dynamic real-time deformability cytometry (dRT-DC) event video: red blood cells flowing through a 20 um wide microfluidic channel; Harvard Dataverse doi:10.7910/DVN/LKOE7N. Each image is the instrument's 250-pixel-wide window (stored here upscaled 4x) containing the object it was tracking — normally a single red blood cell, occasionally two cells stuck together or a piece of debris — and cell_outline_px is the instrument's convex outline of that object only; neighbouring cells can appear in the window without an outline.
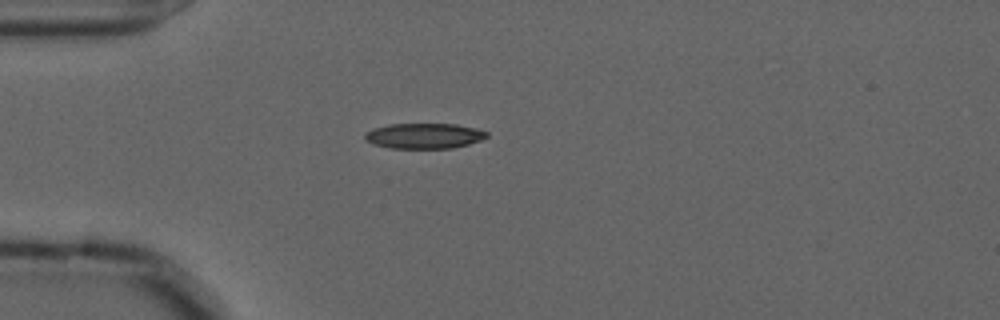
{"species": "common noctule bat (a hibernating species)", "species_latin": "Nyctalus noctula", "temperature_condition": "cold", "stored_images_in_passage": 42, "camera_frame_rate_fps": 3000, "um_per_image_px": 0.085, "animal": {"sex": "male", "forearm_length_mm": 52.5}, "frame": {"image": 1, "passage_image": 1, "time_ms": 0.0, "image_size_px": [1000, 320], "cell_outline_px": [[488, 136], [480, 140], [468, 144], [452, 148], [392, 148], [372, 144], [364, 140], [364, 132], [372, 128], [388, 124], [456, 124], [476, 128], [488, 132]], "centroid_in_image_um": [36.0, 11.54], "position_along_channel_um": 49.0, "area_um2": 18.15}}
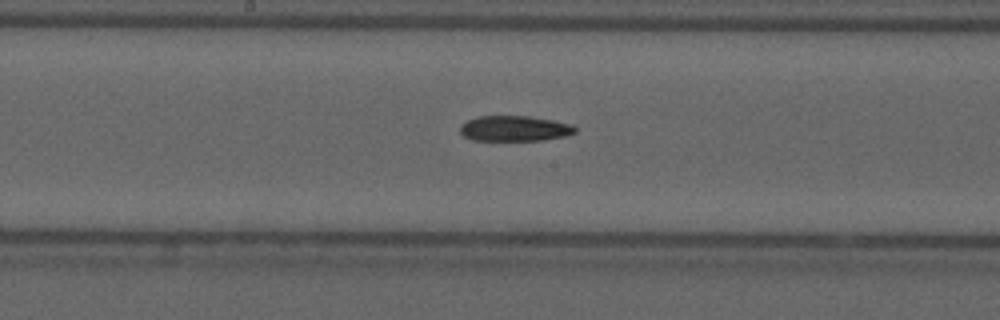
{"frame": {"image": 2, "passage_image": 15, "time_ms": 4.667, "image_size_px": [1000, 320], "cell_outline_px": [[576, 132], [564, 136], [540, 140], [472, 140], [464, 136], [460, 132], [460, 124], [476, 116], [528, 116], [552, 120], [572, 124], [576, 128]], "centroid_in_image_um": [43.71, 10.91], "position_along_channel_um": 204.5, "area_um2": 16.99}}
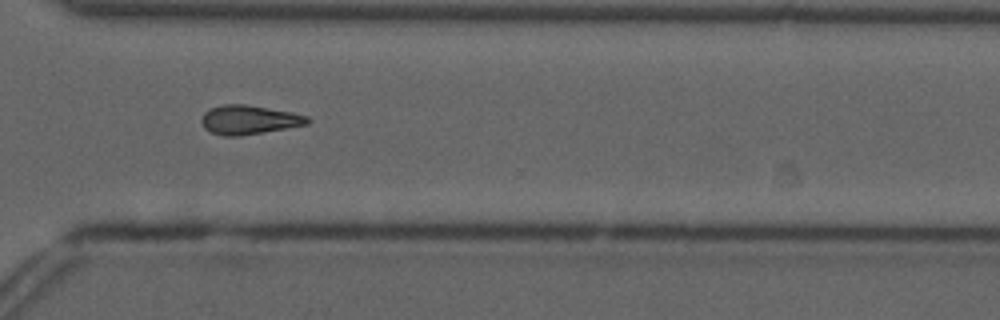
{"frame": {"image": 3, "passage_image": 27, "time_ms": 8.667, "image_size_px": [1000, 320], "cell_outline_px": [[312, 120], [308, 124], [236, 136], [224, 136], [212, 132], [204, 128], [200, 120], [204, 112], [208, 108], [224, 104], [244, 104], [292, 112], [308, 116]], "centroid_in_image_um": [21.14, 10.16], "position_along_channel_um": 349.5, "area_um2": 17.8}}